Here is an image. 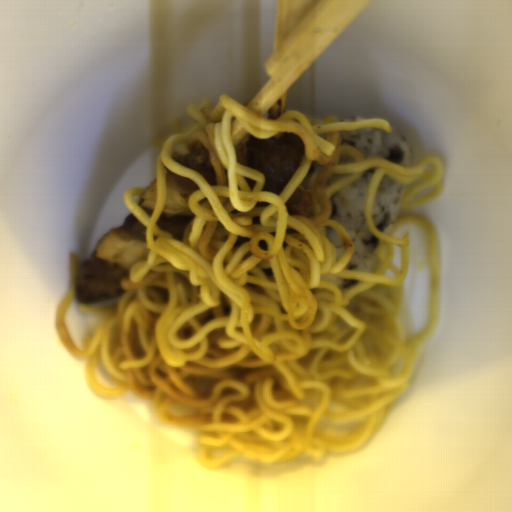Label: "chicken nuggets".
<instances>
[{"instance_id":"90cb4de2","label":"chicken nuggets","mask_w":512,"mask_h":512,"mask_svg":"<svg viewBox=\"0 0 512 512\" xmlns=\"http://www.w3.org/2000/svg\"><path fill=\"white\" fill-rule=\"evenodd\" d=\"M306 154L305 141L294 133L282 137L251 136L244 144L245 166L263 174L262 191L280 194Z\"/></svg>"},{"instance_id":"f4ed5422","label":"chicken nuggets","mask_w":512,"mask_h":512,"mask_svg":"<svg viewBox=\"0 0 512 512\" xmlns=\"http://www.w3.org/2000/svg\"><path fill=\"white\" fill-rule=\"evenodd\" d=\"M129 274L122 267L98 257L96 250L77 268L75 299L81 304H95L119 297L125 290L122 278Z\"/></svg>"},{"instance_id":"cc037f56","label":"chicken nuggets","mask_w":512,"mask_h":512,"mask_svg":"<svg viewBox=\"0 0 512 512\" xmlns=\"http://www.w3.org/2000/svg\"><path fill=\"white\" fill-rule=\"evenodd\" d=\"M173 160L199 173L211 187L216 185V173L204 147L193 153L176 155Z\"/></svg>"},{"instance_id":"bb5aeace","label":"chicken nuggets","mask_w":512,"mask_h":512,"mask_svg":"<svg viewBox=\"0 0 512 512\" xmlns=\"http://www.w3.org/2000/svg\"><path fill=\"white\" fill-rule=\"evenodd\" d=\"M289 213L297 218H310L313 209V198L302 186L295 188L285 202Z\"/></svg>"},{"instance_id":"2cc3b61b","label":"chicken nuggets","mask_w":512,"mask_h":512,"mask_svg":"<svg viewBox=\"0 0 512 512\" xmlns=\"http://www.w3.org/2000/svg\"><path fill=\"white\" fill-rule=\"evenodd\" d=\"M194 217L189 216H178V217H166L164 212L160 214L155 224L161 230L169 232L174 239L183 242L184 230L188 222Z\"/></svg>"},{"instance_id":"73b27043","label":"chicken nuggets","mask_w":512,"mask_h":512,"mask_svg":"<svg viewBox=\"0 0 512 512\" xmlns=\"http://www.w3.org/2000/svg\"><path fill=\"white\" fill-rule=\"evenodd\" d=\"M121 227L139 235L145 236L146 234V225L143 224L133 212H129L123 219Z\"/></svg>"},{"instance_id":"7819a8a1","label":"chicken nuggets","mask_w":512,"mask_h":512,"mask_svg":"<svg viewBox=\"0 0 512 512\" xmlns=\"http://www.w3.org/2000/svg\"><path fill=\"white\" fill-rule=\"evenodd\" d=\"M165 170L167 173L172 175L173 178L175 179L176 183L181 185L182 187L190 189V190H194V191L200 190L199 184L196 183L195 181L191 180L190 178L182 176V175H177L167 168H165Z\"/></svg>"},{"instance_id":"80899664","label":"chicken nuggets","mask_w":512,"mask_h":512,"mask_svg":"<svg viewBox=\"0 0 512 512\" xmlns=\"http://www.w3.org/2000/svg\"><path fill=\"white\" fill-rule=\"evenodd\" d=\"M244 179H245V181H246V183H247V186H248L249 191H250L251 189H253V188H254V186L256 185V181H254V180H253V179H251L250 177H249V178H244Z\"/></svg>"},{"instance_id":"32966112","label":"chicken nuggets","mask_w":512,"mask_h":512,"mask_svg":"<svg viewBox=\"0 0 512 512\" xmlns=\"http://www.w3.org/2000/svg\"><path fill=\"white\" fill-rule=\"evenodd\" d=\"M270 203H266V202H263V201H258L257 204L255 206H260V207H267Z\"/></svg>"},{"instance_id":"0e121df3","label":"chicken nuggets","mask_w":512,"mask_h":512,"mask_svg":"<svg viewBox=\"0 0 512 512\" xmlns=\"http://www.w3.org/2000/svg\"><path fill=\"white\" fill-rule=\"evenodd\" d=\"M142 207H143V206H142ZM143 209H144L145 213H146V214H148L149 216H150V215L152 214V212H153V210H150V209L145 208V207H143Z\"/></svg>"}]
</instances>
